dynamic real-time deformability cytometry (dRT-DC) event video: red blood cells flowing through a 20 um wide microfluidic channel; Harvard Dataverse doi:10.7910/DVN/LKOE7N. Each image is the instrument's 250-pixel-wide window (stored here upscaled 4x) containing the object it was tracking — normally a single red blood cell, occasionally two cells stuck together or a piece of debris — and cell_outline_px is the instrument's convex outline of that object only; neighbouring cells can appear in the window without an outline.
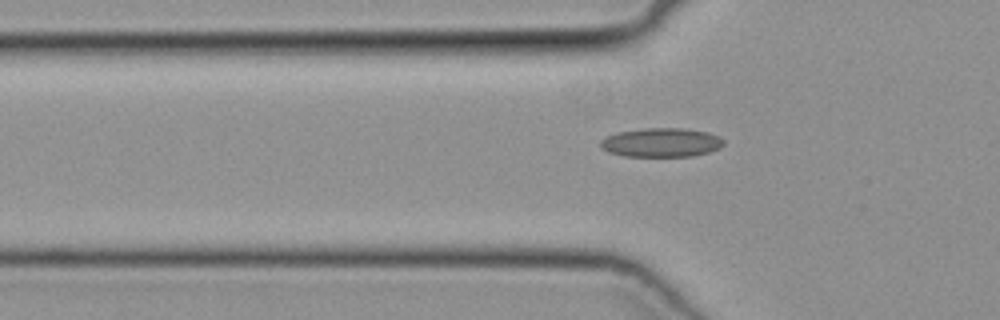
{"species": "common noctule bat (a hibernating species)", "species_latin": "Nyctalus noctula", "temperature_condition": "cold", "stored_images_in_passage": 40, "camera_frame_rate_fps": 3000, "um_per_image_px": 0.085, "animal": {"sex": "female", "body_mass_g": 19.3, "forearm_length_mm": 54.1}, "frame": {"image": 1, "passage_image": 9, "time_ms": 2.667, "image_size_px": [1000, 320], "cell_outline_px": [[724, 144], [720, 148], [708, 152], [692, 156], [624, 156], [608, 152], [600, 148], [600, 140], [616, 132], [644, 128], [680, 128], [708, 132], [724, 140]], "centroid_in_image_um": [56.18, 12.11], "position_along_channel_um": 69.6, "area_um2": 20.81}}
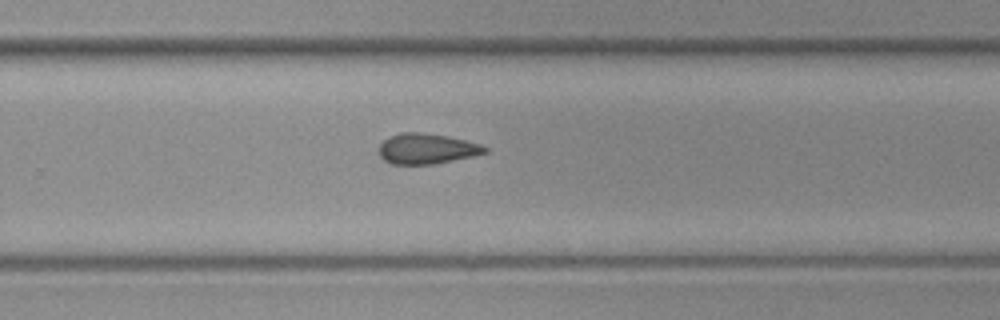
{"frame": {"image": 2, "passage_image": 25, "time_ms": 8.0, "image_size_px": [1000, 320], "cell_outline_px": [[488, 152], [472, 156], [432, 164], [392, 164], [384, 160], [380, 156], [380, 144], [384, 140], [400, 132], [424, 132], [448, 136], [480, 144], [488, 148]], "centroid_in_image_um": [36.27, 12.63], "position_along_channel_um": 293.5, "area_um2": 18.61}}
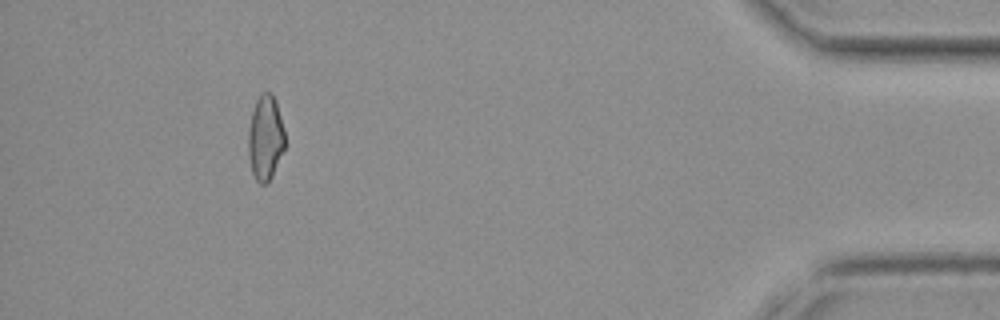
{"frame": {"image": 3, "passage_image": 38, "time_ms": 12.333, "image_size_px": [1000, 320], "cell_outline_px": [[284, 148], [272, 176], [264, 184], [260, 184], [256, 180], [252, 172], [248, 152], [248, 132], [252, 112], [256, 100], [260, 92], [268, 92], [276, 100], [284, 132]], "centroid_in_image_um": [22.54, 11.7], "position_along_channel_um": 412.7, "area_um2": 17.86}}